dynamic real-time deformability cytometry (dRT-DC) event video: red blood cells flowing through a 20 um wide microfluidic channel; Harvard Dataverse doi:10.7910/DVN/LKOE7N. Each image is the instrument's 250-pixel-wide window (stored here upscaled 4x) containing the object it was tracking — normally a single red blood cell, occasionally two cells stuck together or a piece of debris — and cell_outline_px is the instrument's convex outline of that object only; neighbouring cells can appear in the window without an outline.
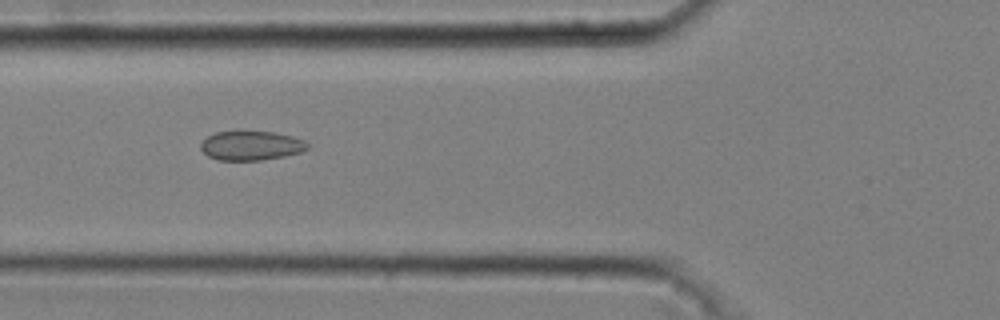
{"species": "common noctule bat (a hibernating species)", "species_latin": "Nyctalus noctula", "temperature_condition": "cold", "stored_images_in_passage": 49, "camera_frame_rate_fps": 3000, "um_per_image_px": 0.085, "animal": {"sex": "male", "body_mass_g": 20.4}, "frame": {"image": 1, "passage_image": 20, "time_ms": 6.333, "image_size_px": [1000, 320], "cell_outline_px": [[308, 148], [304, 152], [284, 156], [260, 160], [216, 160], [208, 156], [200, 148], [200, 144], [208, 136], [216, 132], [244, 128], [272, 132], [292, 136], [304, 140], [308, 144]], "centroid_in_image_um": [21.33, 12.33], "position_along_channel_um": 104.5, "area_um2": 18.9}}
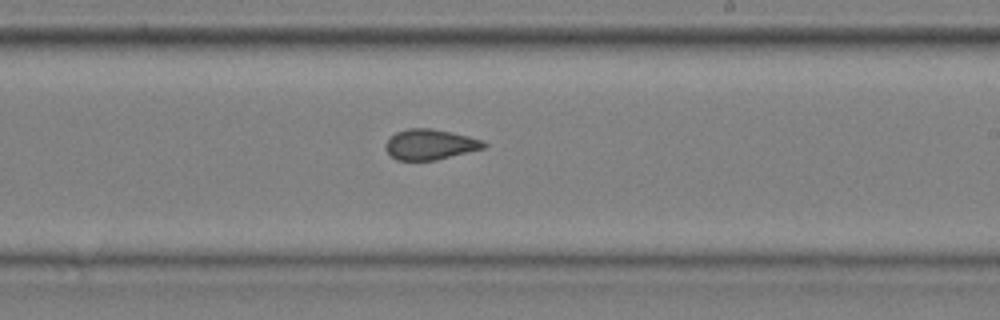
{"frame": {"image": 2, "passage_image": 32, "time_ms": 10.333, "image_size_px": [1000, 320], "cell_outline_px": [[488, 144], [484, 148], [436, 160], [396, 160], [384, 148], [384, 144], [396, 132], [408, 128], [432, 128], [452, 132], [484, 140]], "centroid_in_image_um": [36.56, 12.27], "position_along_channel_um": 252.4, "area_um2": 17.46}}
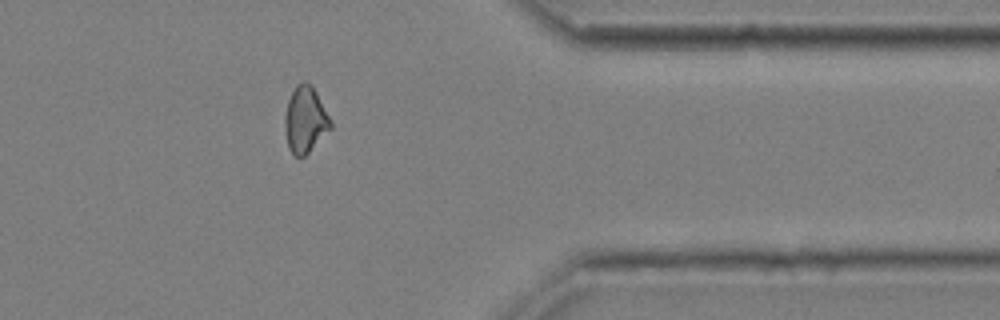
{"frame": {"image": 3, "passage_image": 44, "time_ms": 14.333, "image_size_px": [1000, 320], "cell_outline_px": [[332, 128], [304, 156], [296, 156], [288, 148], [284, 128], [284, 116], [288, 100], [296, 84], [304, 80], [312, 84], [332, 120]], "centroid_in_image_um": [25.95, 10.14], "position_along_channel_um": 385.5, "area_um2": 17.86}, "authors_computed_cell_mechanics": {"area_um2": 17.918, "velocity_mm_per_s": 3.7058, "shape_relaxation_time_tau1_ms": null, "shape_relaxation_time_tau2_ms": 1.9259, "deformation_change_tau1": null, "deformation_change_tau2": 0.0694}}